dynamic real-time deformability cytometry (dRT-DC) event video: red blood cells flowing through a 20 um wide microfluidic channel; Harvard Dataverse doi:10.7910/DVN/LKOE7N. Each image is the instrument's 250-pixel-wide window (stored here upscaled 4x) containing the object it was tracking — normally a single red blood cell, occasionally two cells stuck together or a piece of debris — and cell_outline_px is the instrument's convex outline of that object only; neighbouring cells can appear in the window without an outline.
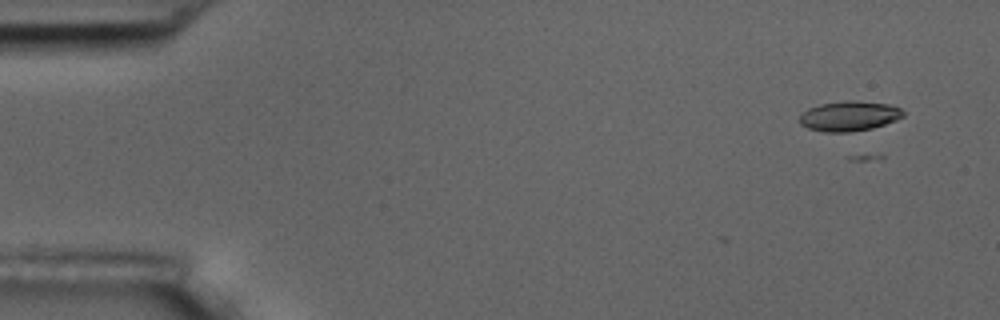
{"species": "common noctule bat (a hibernating species)", "species_latin": "Nyctalus noctula", "temperature_condition": "room temperature", "stored_images_in_passage": 4, "camera_frame_rate_fps": 3000, "um_per_image_px": 0.085, "animal": {"sex": "male", "body_mass_g": 17.5, "forearm_length_mm": 52.3}, "frame": {"image": 1, "passage_image": 1, "time_ms": 0.0, "image_size_px": [1000, 320], "cell_outline_px": [[904, 116], [896, 120], [872, 128], [852, 132], [824, 132], [808, 128], [800, 124], [800, 116], [808, 108], [820, 104], [848, 100], [852, 100], [888, 104], [900, 108], [904, 112]], "centroid_in_image_um": [72.18, 9.87], "position_along_channel_um": 12.8, "area_um2": 18.03}}